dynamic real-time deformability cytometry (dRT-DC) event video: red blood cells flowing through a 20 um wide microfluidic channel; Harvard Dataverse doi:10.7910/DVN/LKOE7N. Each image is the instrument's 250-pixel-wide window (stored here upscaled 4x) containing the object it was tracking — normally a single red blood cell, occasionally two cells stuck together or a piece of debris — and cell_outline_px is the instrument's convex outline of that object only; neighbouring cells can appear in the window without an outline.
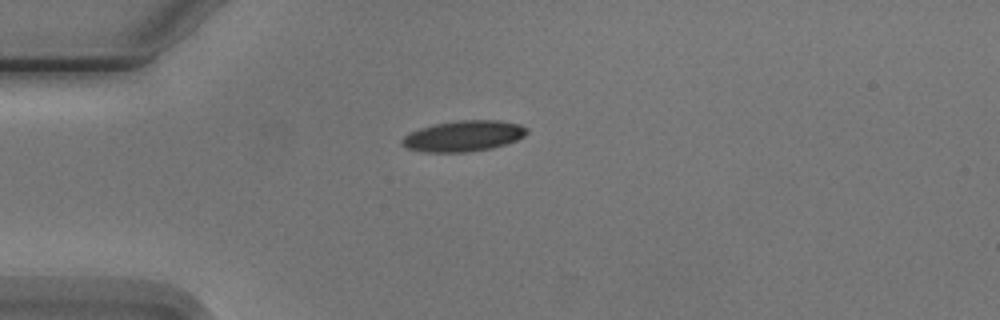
{"species": "Egyptian fruit bat (a non-hibernating species)", "species_latin": "Rousettus aegyptiacus", "temperature_condition": "cold", "stored_images_in_passage": 2, "camera_frame_rate_fps": 3000, "um_per_image_px": 0.085, "animal": {"sex": "male"}, "frame": {"image": 1, "passage_image": 1, "time_ms": 0.0, "image_size_px": [1000, 320], "cell_outline_px": [[528, 132], [524, 136], [516, 140], [492, 148], [468, 152], [424, 152], [408, 148], [400, 144], [400, 140], [404, 136], [420, 128], [436, 124], [460, 120], [500, 120], [520, 124], [528, 128]], "centroid_in_image_um": [39.41, 11.56], "position_along_channel_um": 45.6, "area_um2": 22.37}}
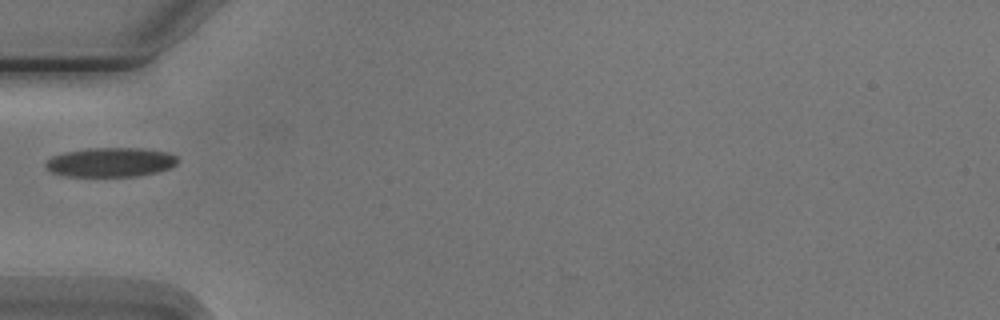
{"frame": {"image": 2, "passage_image": 2, "time_ms": 1.333, "image_size_px": [1000, 320], "cell_outline_px": [[176, 164], [168, 168], [156, 172], [136, 176], [64, 176], [52, 172], [44, 168], [44, 164], [52, 156], [64, 152], [88, 148], [144, 148], [168, 152], [176, 156]], "centroid_in_image_um": [9.35, 13.78], "position_along_channel_um": 75.6, "area_um2": 22.54}}